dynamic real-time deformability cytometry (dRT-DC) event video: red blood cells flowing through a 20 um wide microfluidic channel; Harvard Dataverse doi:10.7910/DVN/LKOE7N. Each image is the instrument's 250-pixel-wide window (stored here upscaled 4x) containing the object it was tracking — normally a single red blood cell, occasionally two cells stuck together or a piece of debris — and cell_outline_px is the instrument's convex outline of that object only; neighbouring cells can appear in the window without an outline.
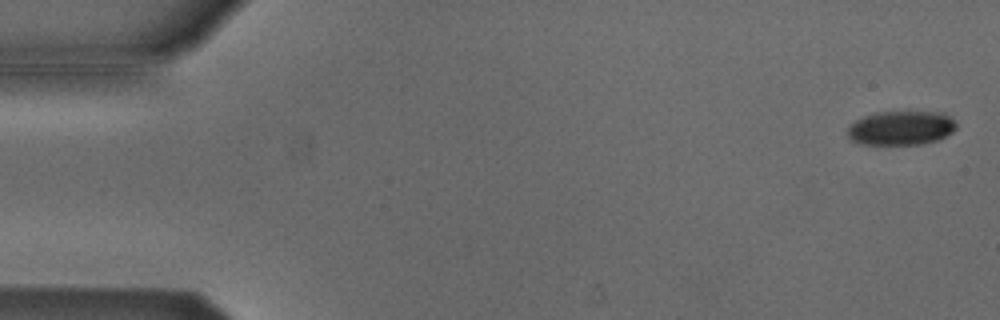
{"species": "Egyptian fruit bat (a non-hibernating species)", "species_latin": "Rousettus aegyptiacus", "temperature_condition": "cold", "stored_images_in_passage": 54, "camera_frame_rate_fps": 3000, "um_per_image_px": 0.085, "animal": {"sex": "male"}, "frame": {"image": 1, "passage_image": 2, "time_ms": 0.333, "image_size_px": [1000, 320], "cell_outline_px": [[956, 128], [952, 132], [940, 140], [920, 144], [860, 144], [852, 140], [848, 136], [848, 128], [856, 120], [864, 116], [876, 112], [944, 112], [952, 116], [956, 124]], "centroid_in_image_um": [76.64, 10.87], "position_along_channel_um": 8.4, "area_um2": 21.73}}
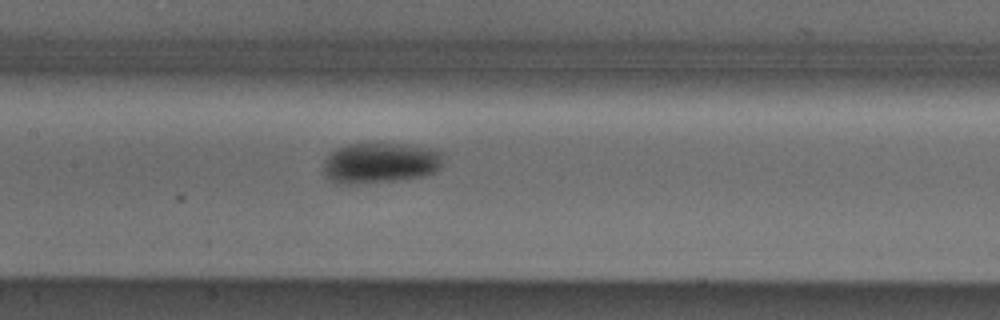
{"frame": {"image": 2, "passage_image": 26, "time_ms": 8.333, "image_size_px": [1000, 320], "cell_outline_px": [[444, 160], [440, 168], [436, 172], [424, 176], [404, 180], [352, 184], [348, 184], [332, 180], [324, 176], [324, 160], [336, 148], [348, 144], [412, 144], [436, 148], [440, 152]], "centroid_in_image_um": [32.39, 13.84], "position_along_channel_um": 175.0, "area_um2": 28.73}}
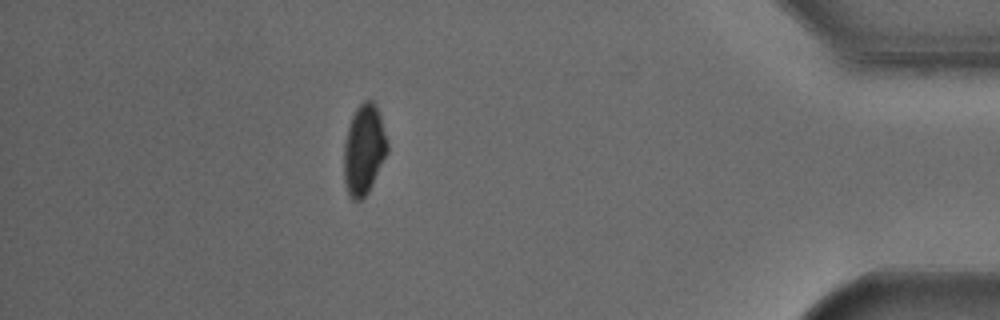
{"frame": {"image": 3, "passage_image": 48, "time_ms": 15.667, "image_size_px": [1000, 320], "cell_outline_px": [[388, 152], [368, 192], [360, 200], [352, 200], [348, 196], [344, 180], [344, 144], [348, 128], [352, 116], [356, 108], [364, 100], [372, 100], [376, 104], [388, 140]], "centroid_in_image_um": [30.94, 12.72], "position_along_channel_um": 404.3, "area_um2": 22.89}, "authors_computed_cell_mechanics": {"area_um2": 24.565, "velocity_mm_per_s": 3.8094, "shape_relaxation_time_tau1_ms": 7.8473, "shape_relaxation_time_tau2_ms": null, "deformation_change_tau1": 0.1581, "deformation_change_tau2": null}}